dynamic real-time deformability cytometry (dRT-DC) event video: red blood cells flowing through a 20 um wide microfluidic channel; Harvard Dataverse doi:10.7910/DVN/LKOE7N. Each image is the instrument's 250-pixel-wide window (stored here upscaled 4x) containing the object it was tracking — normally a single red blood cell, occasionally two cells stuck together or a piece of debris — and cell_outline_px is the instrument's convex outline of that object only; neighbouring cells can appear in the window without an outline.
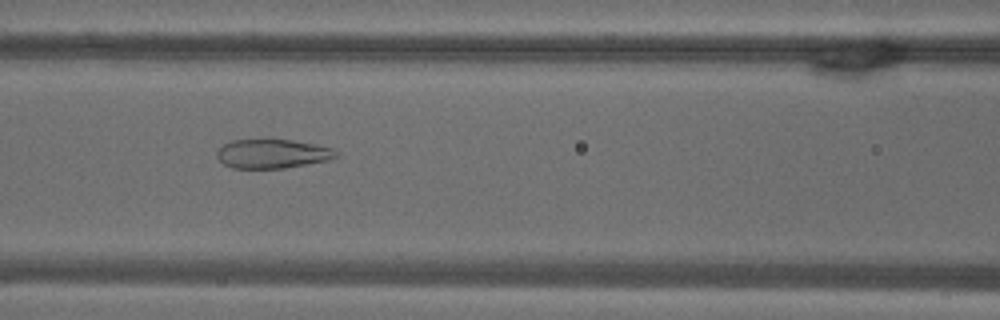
{"species": "common noctule bat (a hibernating species)", "species_latin": "Nyctalus noctula", "temperature_condition": "warm", "stored_images_in_passage": 53, "camera_frame_rate_fps": 3000, "um_per_image_px": 0.085, "animal": {"sex": "male", "body_mass_g": 18.8}, "frame": {"image": 1, "passage_image": 22, "time_ms": 7.0, "image_size_px": [1000, 320], "cell_outline_px": [[340, 156], [328, 160], [284, 168], [232, 168], [224, 164], [216, 156], [216, 152], [224, 144], [232, 140], [292, 140], [316, 144], [332, 148], [340, 152]], "centroid_in_image_um": [23.19, 13.07], "position_along_channel_um": 143.4, "area_um2": 20.17}}
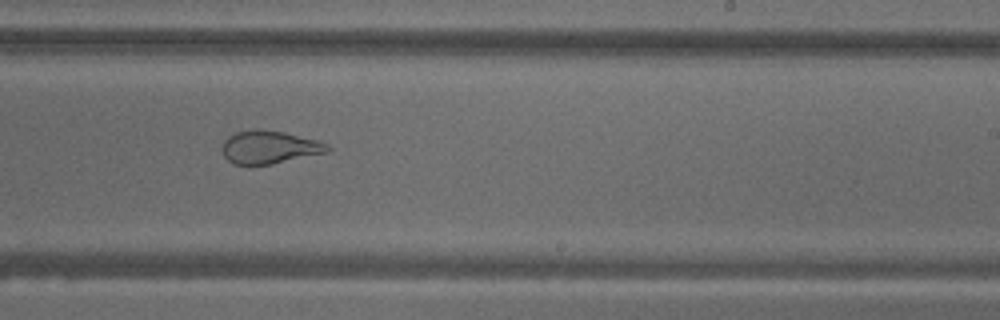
{"frame": {"image": 2, "passage_image": 32, "time_ms": 10.333, "image_size_px": [1000, 320], "cell_outline_px": [[332, 148], [328, 152], [272, 164], [232, 164], [224, 156], [224, 140], [228, 136], [236, 132], [256, 128], [260, 128], [284, 132], [320, 140], [328, 144]], "centroid_in_image_um": [22.95, 12.49], "position_along_channel_um": 266.1, "area_um2": 20.35}}
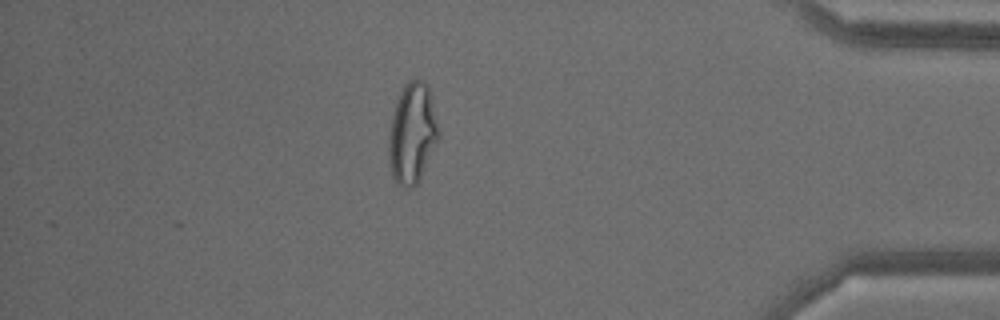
{"frame": {"image": 3, "passage_image": 46, "time_ms": 15.0, "image_size_px": [1000, 320], "cell_outline_px": [[440, 136], [420, 180], [412, 188], [404, 188], [392, 176], [388, 160], [388, 140], [392, 116], [396, 100], [404, 84], [408, 80], [424, 80], [428, 84], [440, 132]], "centroid_in_image_um": [35.05, 11.33], "position_along_channel_um": 400.2, "area_um2": 29.48}, "authors_computed_cell_mechanics": {"area_um2": 28.2064, "velocity_mm_per_s": 3.6873, "shape_relaxation_time_tau1_ms": null, "shape_relaxation_time_tau2_ms": 1.0743, "deformation_change_tau1": null, "deformation_change_tau2": 0.0868}}